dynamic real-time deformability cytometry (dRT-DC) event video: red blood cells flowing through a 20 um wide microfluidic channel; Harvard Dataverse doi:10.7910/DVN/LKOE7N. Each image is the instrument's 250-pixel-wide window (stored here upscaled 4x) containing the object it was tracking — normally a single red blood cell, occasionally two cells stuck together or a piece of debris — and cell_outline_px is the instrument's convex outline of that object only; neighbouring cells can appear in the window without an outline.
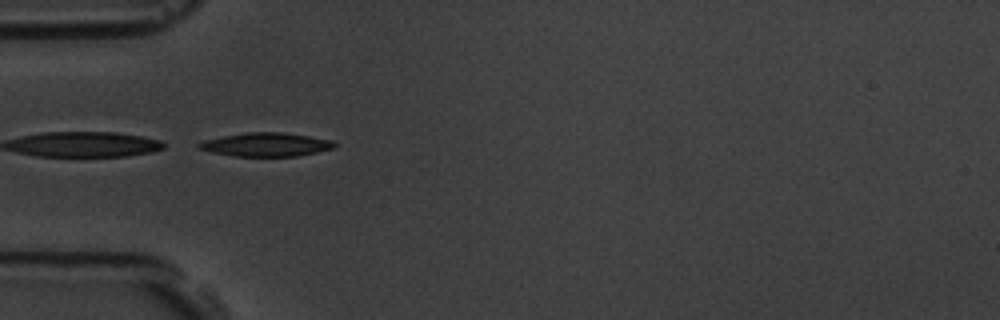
{"species": "common noctule bat (a hibernating species)", "species_latin": "Nyctalus noctula", "temperature_condition": "room temperature", "stored_images_in_passage": 39, "camera_frame_rate_fps": 3000, "um_per_image_px": 0.085, "animal": {"sex": "male", "body_mass_g": 19.5, "forearm_length_mm": 54.6}, "frame": {"image": 1, "passage_image": 1, "time_ms": 0.0, "image_size_px": [1000, 320], "cell_outline_px": [[336, 148], [296, 156], [232, 156], [212, 152], [200, 148], [196, 144], [204, 140], [224, 136], [248, 132], [280, 132], [308, 136], [332, 140], [336, 144]], "centroid_in_image_um": [22.63, 12.29], "position_along_channel_um": 62.4, "area_um2": 18.5}}
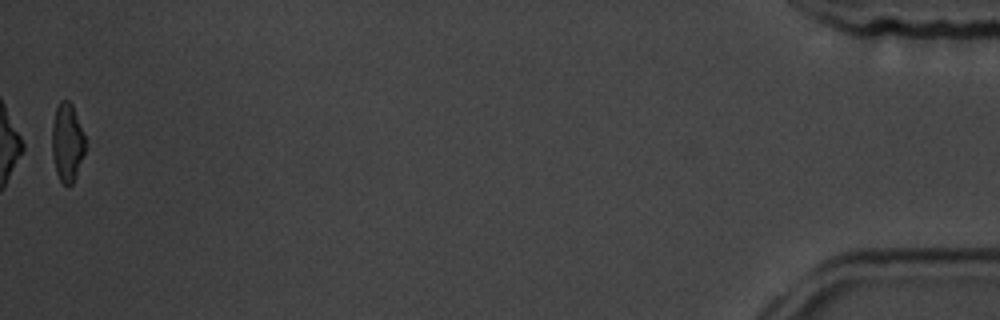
{"frame": {"image": 2, "passage_image": 39, "time_ms": 12.667, "image_size_px": [1000, 320], "cell_outline_px": [[84, 152], [76, 176], [72, 184], [68, 188], [60, 180], [56, 172], [52, 156], [52, 124], [56, 108], [60, 100], [68, 100], [72, 104], [84, 136]], "centroid_in_image_um": [5.68, 12.12], "position_along_channel_um": 429.5, "area_um2": 15.03}, "authors_computed_cell_mechanics": {"area_um2": 18.0336, "velocity_mm_per_s": 3.6696, "shape_relaxation_time_tau1_ms": 3.3214, "shape_relaxation_time_tau2_ms": 3.0193, "deformation_change_tau1": 0.1437, "deformation_change_tau2": 0.1123}}